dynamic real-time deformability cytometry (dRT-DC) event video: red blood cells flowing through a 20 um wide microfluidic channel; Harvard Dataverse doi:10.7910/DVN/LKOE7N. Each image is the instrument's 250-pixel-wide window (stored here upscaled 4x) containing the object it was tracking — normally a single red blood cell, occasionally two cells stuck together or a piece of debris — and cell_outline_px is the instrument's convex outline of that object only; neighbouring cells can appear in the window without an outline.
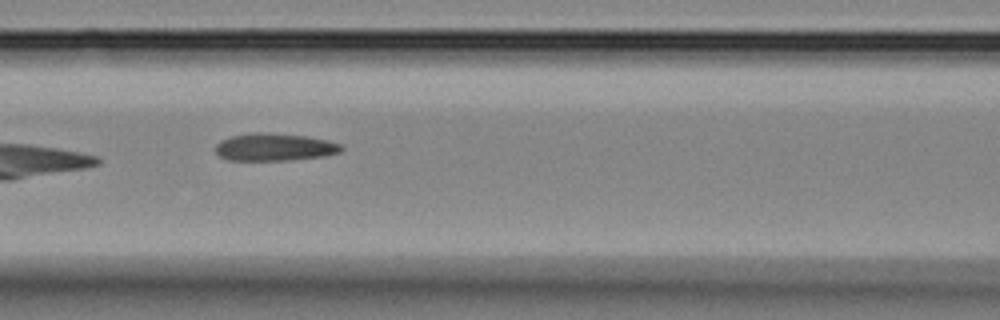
{"species": "Egyptian fruit bat (a non-hibernating species)", "species_latin": "Rousettus aegyptiacus", "temperature_condition": "room temperature", "stored_images_in_passage": 9, "camera_frame_rate_fps": 3000, "um_per_image_px": 0.085, "animal": {"sex": "female"}, "frame": {"image": 1, "passage_image": 6, "time_ms": 7.333, "image_size_px": [1000, 320], "cell_outline_px": [[344, 148], [340, 152], [324, 156], [288, 160], [228, 160], [220, 156], [216, 152], [216, 144], [220, 140], [232, 136], [256, 132], [260, 132], [308, 136], [340, 144]], "centroid_in_image_um": [23.32, 12.5], "position_along_channel_um": 143.3, "area_um2": 20.0}}
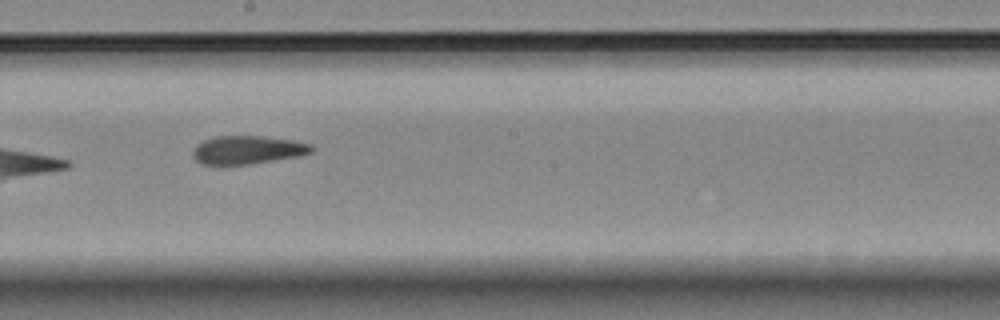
{"frame": {"image": 2, "passage_image": 8, "time_ms": 9.667, "image_size_px": [1000, 320], "cell_outline_px": [[316, 148], [312, 152], [300, 156], [248, 164], [204, 164], [196, 160], [192, 156], [192, 152], [196, 144], [204, 140], [216, 136], [264, 136], [296, 140], [312, 144]], "centroid_in_image_um": [21.09, 12.72], "position_along_channel_um": 227.1, "area_um2": 19.71}}
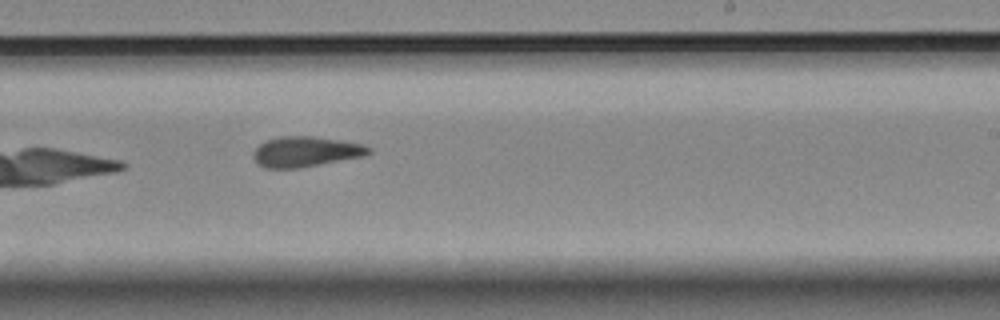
{"frame": {"image": 3, "passage_image": 9, "time_ms": 10.667, "image_size_px": [1000, 320], "cell_outline_px": [[372, 152], [364, 156], [300, 168], [264, 168], [252, 156], [252, 152], [264, 140], [280, 136], [312, 136], [368, 144], [372, 148]], "centroid_in_image_um": [26.02, 12.88], "position_along_channel_um": 263.0, "area_um2": 20.63}}